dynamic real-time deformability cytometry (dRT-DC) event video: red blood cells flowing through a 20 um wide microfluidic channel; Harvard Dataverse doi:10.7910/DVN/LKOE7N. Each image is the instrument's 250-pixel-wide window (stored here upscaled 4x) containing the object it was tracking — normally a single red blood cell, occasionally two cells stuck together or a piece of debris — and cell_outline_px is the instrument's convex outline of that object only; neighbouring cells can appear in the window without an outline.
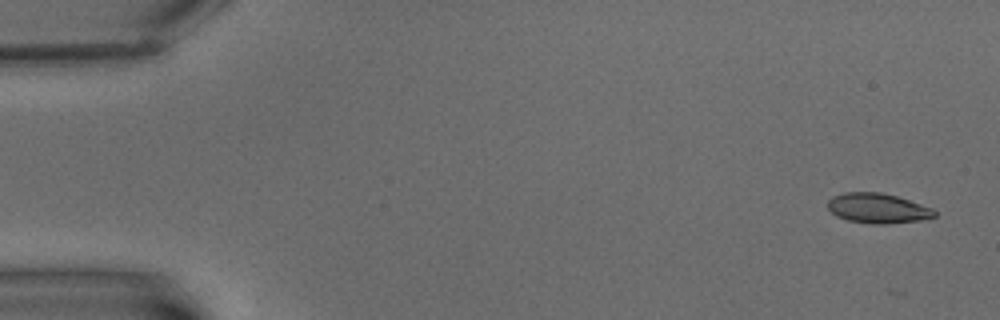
{"species": "common noctule bat (a hibernating species)", "species_latin": "Nyctalus noctula", "temperature_condition": "warm", "stored_images_in_passage": 4, "camera_frame_rate_fps": 3000, "um_per_image_px": 0.085, "animal": {"sex": "male", "body_mass_g": 15.6}, "frame": {"image": 1, "passage_image": 1, "time_ms": 0.0, "image_size_px": [1000, 320], "cell_outline_px": [[936, 216], [920, 220], [888, 224], [872, 224], [848, 220], [836, 216], [828, 208], [828, 200], [832, 196], [844, 192], [880, 192], [896, 196], [932, 208], [936, 212]], "centroid_in_image_um": [74.58, 17.7], "position_along_channel_um": 10.4, "area_um2": 18.55}}